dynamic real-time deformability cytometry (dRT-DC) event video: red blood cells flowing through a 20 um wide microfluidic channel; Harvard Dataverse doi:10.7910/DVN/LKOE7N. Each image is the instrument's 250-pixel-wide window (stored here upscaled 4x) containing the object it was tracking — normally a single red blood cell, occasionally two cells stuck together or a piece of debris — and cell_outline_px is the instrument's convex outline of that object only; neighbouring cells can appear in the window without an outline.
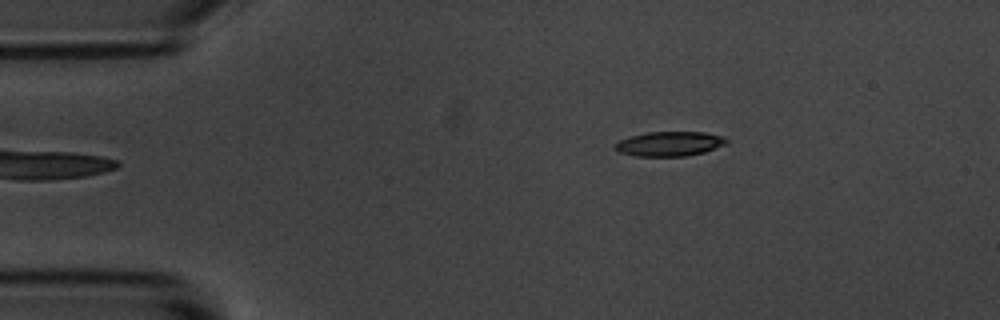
{"species": "common noctule bat (a hibernating species)", "species_latin": "Nyctalus noctula", "temperature_condition": "room temperature", "stored_images_in_passage": 5, "segment_of_instrument_passage": [2, 2], "camera_frame_rate_fps": 3000, "um_per_image_px": 0.085, "animal": {"sex": "male", "body_mass_g": 20.1, "forearm_length_mm": 53.5}, "frame": {"image": 1, "passage_image": 5, "time_ms": 5.667, "image_size_px": [1000, 320], "cell_outline_px": [[728, 144], [704, 152], [684, 156], [636, 156], [616, 152], [616, 144], [620, 140], [628, 136], [648, 132], [704, 132], [724, 136], [728, 140]], "centroid_in_image_um": [56.93, 12.22], "position_along_channel_um": 28.1, "area_um2": 16.07}}